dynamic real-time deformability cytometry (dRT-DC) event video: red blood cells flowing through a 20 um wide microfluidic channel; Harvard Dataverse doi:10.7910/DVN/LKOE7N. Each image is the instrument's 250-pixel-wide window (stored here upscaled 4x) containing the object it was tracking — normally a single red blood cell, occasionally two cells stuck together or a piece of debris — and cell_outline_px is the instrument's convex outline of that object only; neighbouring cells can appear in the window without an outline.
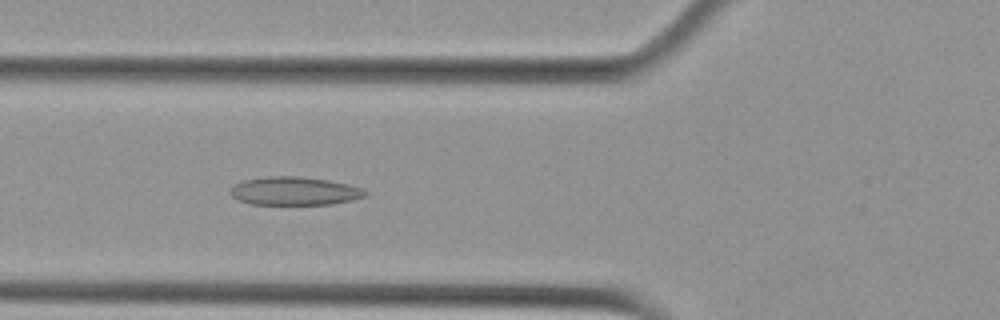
{"species": "Egyptian fruit bat (a non-hibernating species)", "species_latin": "Rousettus aegyptiacus", "temperature_condition": "cold", "stored_images_in_passage": 41, "camera_frame_rate_fps": 3000, "um_per_image_px": 0.085, "animal": {"sex": "female"}, "frame": {"image": 1, "passage_image": 8, "time_ms": 2.333, "image_size_px": [1000, 320], "cell_outline_px": [[368, 192], [364, 196], [352, 200], [332, 204], [248, 204], [232, 196], [228, 192], [236, 184], [244, 180], [264, 176], [300, 176], [328, 180], [348, 184], [360, 188]], "centroid_in_image_um": [25.01, 16.23], "position_along_channel_um": 100.8, "area_um2": 22.2}}
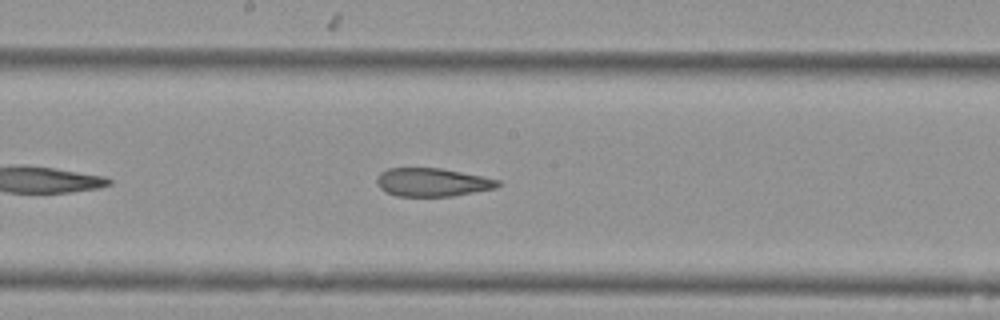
{"frame": {"image": 2, "passage_image": 17, "time_ms": 5.333, "image_size_px": [1000, 320], "cell_outline_px": [[500, 184], [496, 188], [452, 196], [396, 196], [384, 192], [376, 184], [376, 176], [380, 172], [388, 168], [440, 168], [500, 180]], "centroid_in_image_um": [36.68, 15.49], "position_along_channel_um": 211.5, "area_um2": 20.0}}
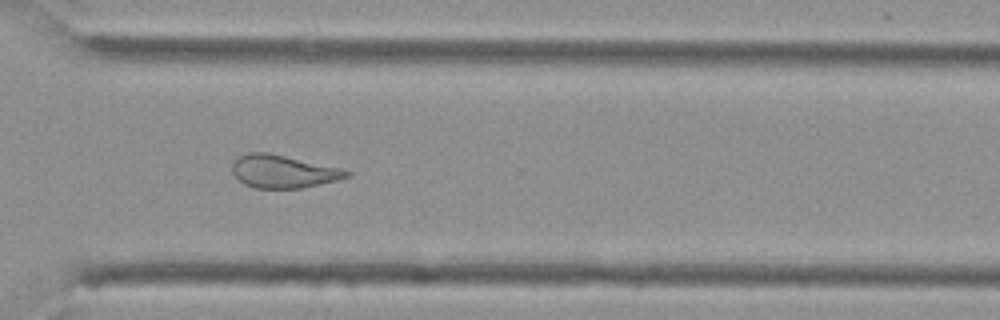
{"frame": {"image": 3, "passage_image": 28, "time_ms": 9.0, "image_size_px": [1000, 320], "cell_outline_px": [[352, 176], [336, 180], [300, 188], [256, 188], [244, 184], [232, 172], [232, 164], [240, 156], [248, 152], [268, 152], [340, 168], [352, 172]], "centroid_in_image_um": [24.07, 14.57], "position_along_channel_um": 346.5, "area_um2": 21.68}, "authors_computed_cell_mechanics": {"area_um2": 22.0218, "velocity_mm_per_s": 3.6866, "shape_relaxation_time_tau1_ms": null, "shape_relaxation_time_tau2_ms": 3.4618, "deformation_change_tau1": null, "deformation_change_tau2": 0.1}}